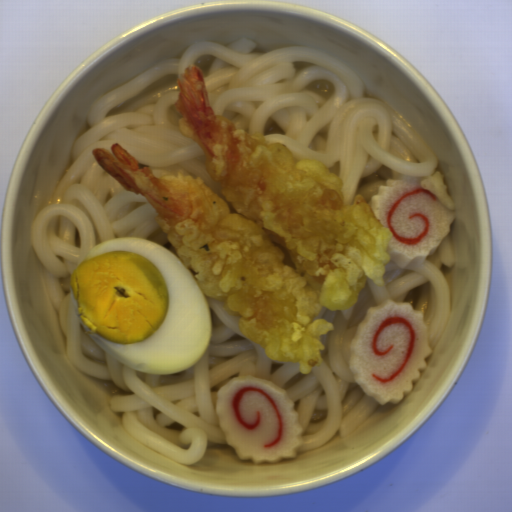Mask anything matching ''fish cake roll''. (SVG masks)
Listing matches in <instances>:
<instances>
[{"instance_id": "obj_1", "label": "fish cake roll", "mask_w": 512, "mask_h": 512, "mask_svg": "<svg viewBox=\"0 0 512 512\" xmlns=\"http://www.w3.org/2000/svg\"><path fill=\"white\" fill-rule=\"evenodd\" d=\"M430 327L409 302L386 299L367 310L351 338L349 368L362 393L398 404L427 369Z\"/></svg>"}, {"instance_id": "obj_2", "label": "fish cake roll", "mask_w": 512, "mask_h": 512, "mask_svg": "<svg viewBox=\"0 0 512 512\" xmlns=\"http://www.w3.org/2000/svg\"><path fill=\"white\" fill-rule=\"evenodd\" d=\"M216 396L218 425L240 460L259 465L297 457L303 430L285 389L261 378L236 376Z\"/></svg>"}, {"instance_id": "obj_3", "label": "fish cake roll", "mask_w": 512, "mask_h": 512, "mask_svg": "<svg viewBox=\"0 0 512 512\" xmlns=\"http://www.w3.org/2000/svg\"><path fill=\"white\" fill-rule=\"evenodd\" d=\"M428 176L389 178L368 203L378 223L389 227L387 254L397 267L425 262L450 231L456 211L421 183Z\"/></svg>"}]
</instances>
